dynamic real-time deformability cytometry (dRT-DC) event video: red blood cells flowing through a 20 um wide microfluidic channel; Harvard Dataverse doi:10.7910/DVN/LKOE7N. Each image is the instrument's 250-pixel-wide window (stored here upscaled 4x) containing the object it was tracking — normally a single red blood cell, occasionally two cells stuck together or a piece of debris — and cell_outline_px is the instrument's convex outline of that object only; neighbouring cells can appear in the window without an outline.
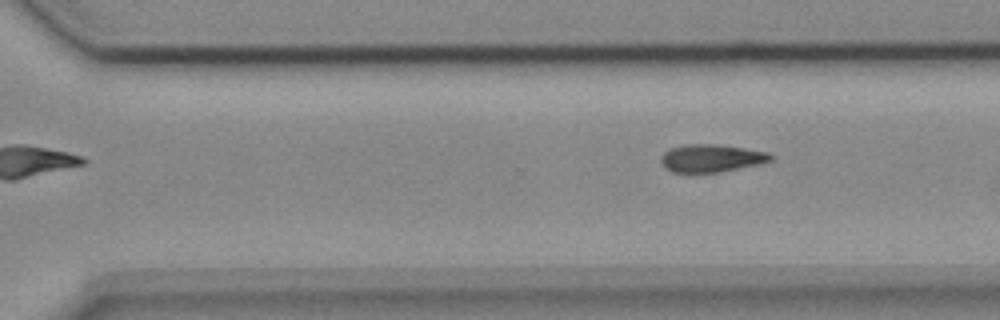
{"species": "common noctule bat (a hibernating species)", "species_latin": "Nyctalus noctula", "temperature_condition": "cold", "stored_images_in_passage": 9, "camera_frame_rate_fps": 3000, "um_per_image_px": 0.085, "animal": {"sex": "female", "body_mass_g": 18.4}, "frame": {"image": 1, "passage_image": 9, "time_ms": 2.667, "image_size_px": [1000, 320], "cell_outline_px": [[772, 160], [760, 164], [720, 172], [672, 172], [660, 160], [660, 156], [664, 152], [672, 148], [684, 144], [716, 144], [744, 148], [768, 152], [772, 156]], "centroid_in_image_um": [60.48, 13.44], "position_along_channel_um": 310.1, "area_um2": 17.57}}